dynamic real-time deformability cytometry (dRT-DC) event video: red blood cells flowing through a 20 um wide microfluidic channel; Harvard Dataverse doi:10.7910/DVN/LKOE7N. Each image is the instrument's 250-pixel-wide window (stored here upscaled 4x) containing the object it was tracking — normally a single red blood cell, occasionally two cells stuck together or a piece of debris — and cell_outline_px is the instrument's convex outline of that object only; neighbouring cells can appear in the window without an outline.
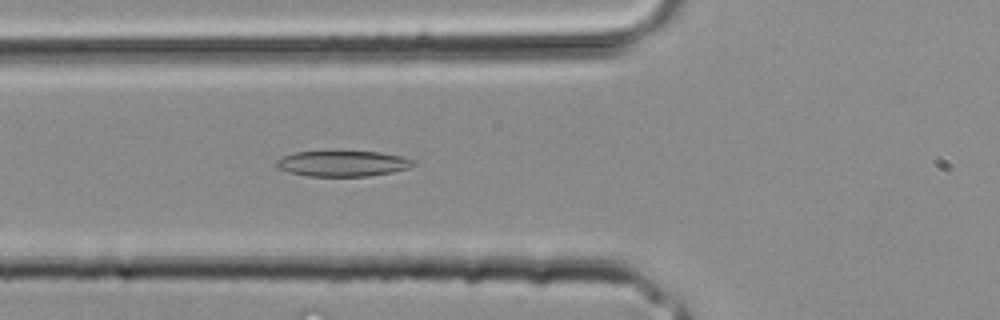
{"species": "common noctule bat (a hibernating species)", "species_latin": "Nyctalus noctula", "temperature_condition": "room temperature", "stored_images_in_passage": 8, "camera_frame_rate_fps": 3000, "um_per_image_px": 0.085, "animal": {"sex": "male", "body_mass_g": 20.4}, "frame": {"image": 1, "passage_image": 6, "time_ms": 1.667, "image_size_px": [1000, 320], "cell_outline_px": [[416, 164], [408, 168], [392, 172], [368, 176], [308, 176], [288, 172], [276, 168], [276, 160], [284, 156], [296, 152], [380, 152], [404, 156], [416, 160]], "centroid_in_image_um": [29.17, 13.91], "position_along_channel_um": 96.6, "area_um2": 20.46}}
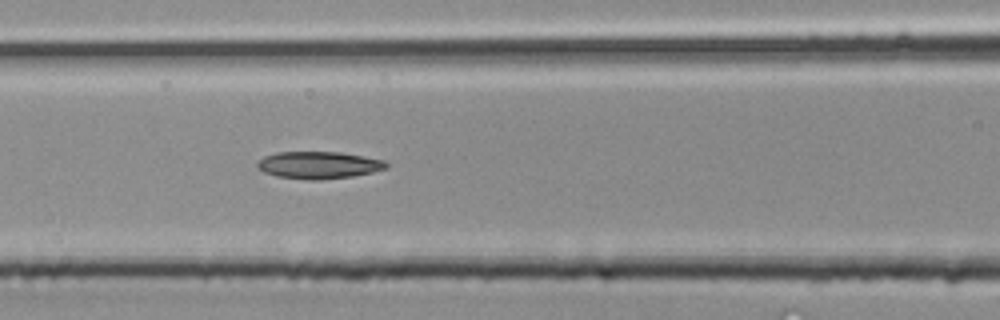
{"frame": {"image": 2, "passage_image": 8, "time_ms": 2.333, "image_size_px": [1000, 320], "cell_outline_px": [[388, 168], [372, 172], [352, 176], [320, 180], [308, 180], [276, 176], [264, 172], [256, 168], [256, 164], [264, 156], [276, 152], [340, 152], [364, 156], [384, 160], [388, 164]], "centroid_in_image_um": [27.08, 14.03], "position_along_channel_um": 139.5, "area_um2": 20.52}}